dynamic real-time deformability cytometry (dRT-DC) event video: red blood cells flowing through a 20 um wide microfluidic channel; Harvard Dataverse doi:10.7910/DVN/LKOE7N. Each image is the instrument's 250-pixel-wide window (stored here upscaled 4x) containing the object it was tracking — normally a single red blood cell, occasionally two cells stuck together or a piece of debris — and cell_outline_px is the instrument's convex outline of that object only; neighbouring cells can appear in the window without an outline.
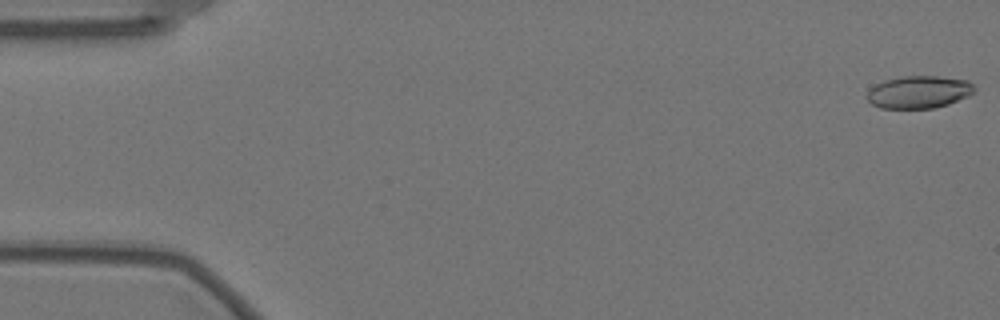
{"species": "Egyptian fruit bat (a non-hibernating species)", "species_latin": "Rousettus aegyptiacus", "temperature_condition": "warm", "stored_images_in_passage": 12, "camera_frame_rate_fps": 3000, "um_per_image_px": 0.085, "animal": {"sex": "female"}, "frame": {"image": 1, "passage_image": 1, "time_ms": 0.0, "image_size_px": [1000, 320], "cell_outline_px": [[976, 92], [968, 96], [948, 104], [932, 108], [880, 108], [872, 104], [868, 100], [868, 92], [876, 84], [884, 80], [900, 76], [936, 76], [968, 80], [976, 88]], "centroid_in_image_um": [78.13, 7.81], "position_along_channel_um": 6.9, "area_um2": 20.29}}